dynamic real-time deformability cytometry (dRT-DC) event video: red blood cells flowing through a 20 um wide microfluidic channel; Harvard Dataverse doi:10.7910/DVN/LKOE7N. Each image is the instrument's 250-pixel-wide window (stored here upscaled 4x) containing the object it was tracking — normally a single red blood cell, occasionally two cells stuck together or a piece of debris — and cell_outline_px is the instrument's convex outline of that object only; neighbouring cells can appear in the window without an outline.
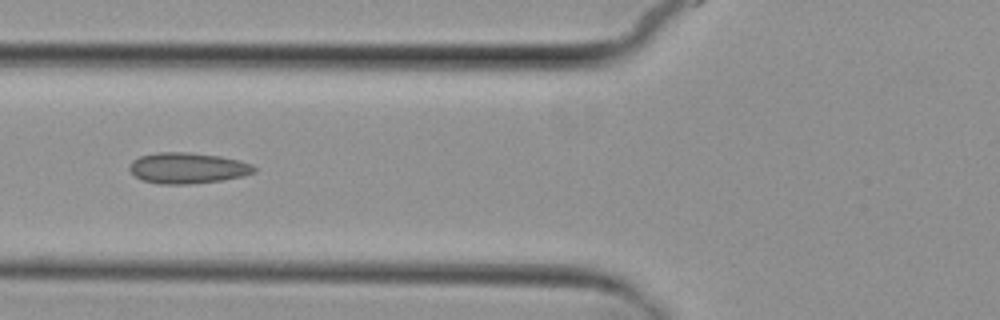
{"species": "common noctule bat (a hibernating species)", "species_latin": "Nyctalus noctula", "temperature_condition": "cold", "stored_images_in_passage": 7, "camera_frame_rate_fps": 3000, "um_per_image_px": 0.085, "animal": {"sex": "female", "body_mass_g": 29.2, "forearm_length_mm": 56.3}, "frame": {"image": 1, "passage_image": 7, "time_ms": 7.0, "image_size_px": [1000, 320], "cell_outline_px": [[256, 172], [244, 176], [224, 180], [188, 184], [160, 184], [144, 180], [136, 176], [128, 168], [128, 164], [132, 160], [140, 156], [156, 152], [188, 152], [220, 156], [240, 160], [252, 164], [256, 168]], "centroid_in_image_um": [15.97, 14.28], "position_along_channel_um": 109.8, "area_um2": 22.6}}